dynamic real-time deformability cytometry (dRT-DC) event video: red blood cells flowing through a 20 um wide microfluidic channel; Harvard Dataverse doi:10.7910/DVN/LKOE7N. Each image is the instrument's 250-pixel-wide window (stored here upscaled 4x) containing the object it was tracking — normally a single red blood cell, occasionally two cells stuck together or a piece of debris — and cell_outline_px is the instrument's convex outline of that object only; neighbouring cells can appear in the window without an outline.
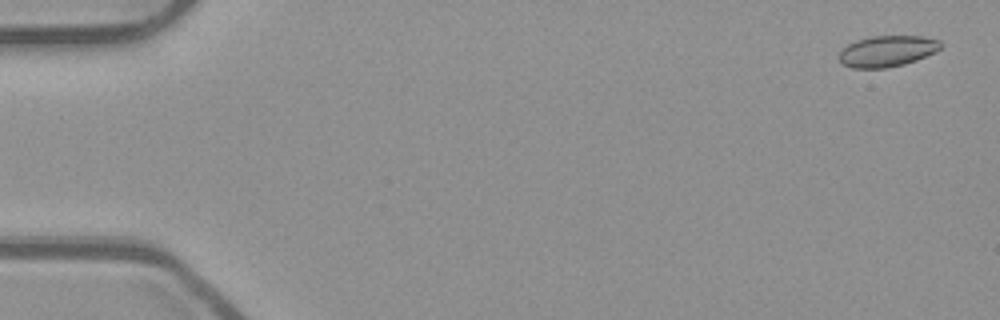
{"species": "common noctule bat (a hibernating species)", "species_latin": "Nyctalus noctula", "temperature_condition": "room temperature", "stored_images_in_passage": 50, "camera_frame_rate_fps": 3000, "um_per_image_px": 0.085, "animal": {"sex": "male", "body_mass_g": 23.1, "forearm_length_mm": 52.7}, "frame": {"image": 1, "passage_image": 2, "time_ms": 0.333, "image_size_px": [1000, 320], "cell_outline_px": [[940, 48], [936, 52], [916, 60], [904, 64], [884, 68], [852, 68], [840, 64], [840, 52], [848, 44], [856, 40], [872, 36], [920, 36], [940, 40]], "centroid_in_image_um": [75.4, 4.35], "position_along_channel_um": 9.6, "area_um2": 18.32}}
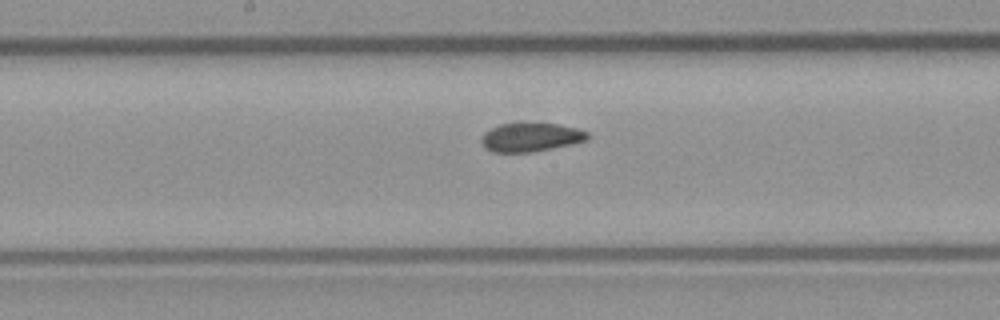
{"frame": {"image": 2, "passage_image": 28, "time_ms": 9.0, "image_size_px": [1000, 320], "cell_outline_px": [[588, 140], [572, 144], [532, 152], [492, 152], [484, 148], [480, 140], [484, 132], [500, 124], [556, 124], [576, 128], [588, 132]], "centroid_in_image_um": [45.09, 11.68], "position_along_channel_um": 203.1, "area_um2": 17.57}}
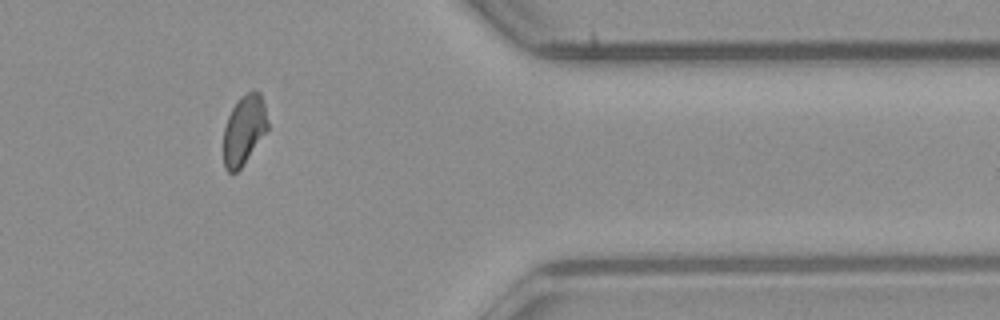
{"frame": {"image": 3, "passage_image": 44, "time_ms": 14.333, "image_size_px": [1000, 320], "cell_outline_px": [[268, 128], [240, 168], [236, 172], [228, 172], [224, 168], [224, 128], [228, 116], [232, 108], [240, 96], [248, 92], [260, 92], [264, 104], [268, 124]], "centroid_in_image_um": [20.72, 11.03], "position_along_channel_um": 390.7, "area_um2": 17.51}, "authors_computed_cell_mechanics": {"area_um2": 18.5827, "velocity_mm_per_s": 3.9191, "shape_relaxation_time_tau1_ms": null, "shape_relaxation_time_tau2_ms": 1.2791, "deformation_change_tau1": null, "deformation_change_tau2": 0.0451}}